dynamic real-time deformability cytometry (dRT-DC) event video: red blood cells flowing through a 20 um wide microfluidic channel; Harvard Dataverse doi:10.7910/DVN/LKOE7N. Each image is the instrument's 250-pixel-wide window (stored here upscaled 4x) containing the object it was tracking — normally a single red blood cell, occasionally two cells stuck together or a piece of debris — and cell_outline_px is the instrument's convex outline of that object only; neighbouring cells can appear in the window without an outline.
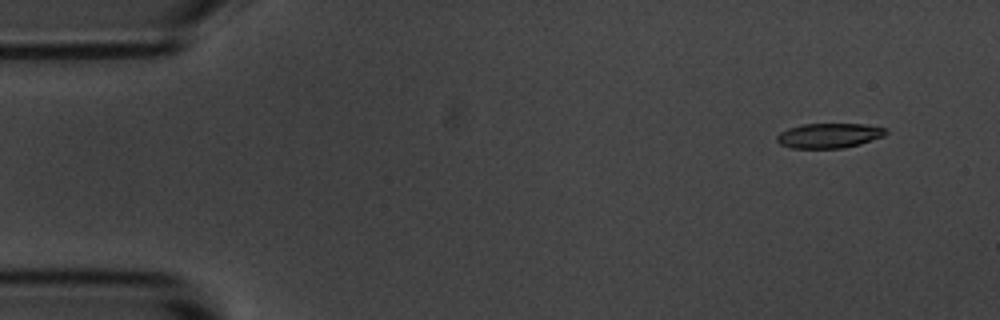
{"species": "common noctule bat (a hibernating species)", "species_latin": "Nyctalus noctula", "temperature_condition": "room temperature", "stored_images_in_passage": 3, "camera_frame_rate_fps": 3000, "um_per_image_px": 0.085, "animal": {"sex": "male", "body_mass_g": 20.1, "forearm_length_mm": 53.5}, "frame": {"image": 1, "passage_image": 1, "time_ms": 0.0, "image_size_px": [1000, 320], "cell_outline_px": [[888, 132], [884, 136], [860, 144], [844, 148], [792, 148], [780, 144], [776, 140], [776, 136], [780, 132], [788, 128], [800, 124], [864, 124], [888, 128]], "centroid_in_image_um": [70.48, 11.52], "position_along_channel_um": 14.5, "area_um2": 15.9}}